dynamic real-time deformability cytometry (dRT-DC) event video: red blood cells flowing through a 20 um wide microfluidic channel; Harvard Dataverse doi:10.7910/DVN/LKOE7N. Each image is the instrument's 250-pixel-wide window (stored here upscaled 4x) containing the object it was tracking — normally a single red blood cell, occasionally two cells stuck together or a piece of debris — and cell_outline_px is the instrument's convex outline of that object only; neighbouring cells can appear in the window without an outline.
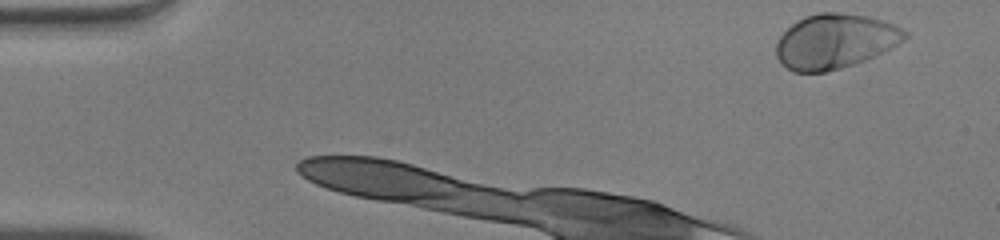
{"species": "human", "species_latin": "Homo sapiens", "temperature_condition": "warm", "stored_images_in_passage": 31, "camera_frame_rate_fps": 3000, "um_per_image_px": 0.085, "donor": {"sex": "male"}, "frame": {"image": 1, "passage_image": 1, "time_ms": 0.0, "image_size_px": [1000, 240], "cell_outline_px": [[908, 36], [904, 40], [864, 60], [840, 68], [824, 72], [792, 72], [776, 56], [776, 40], [796, 20], [804, 16], [816, 12], [840, 12], [868, 16], [892, 24], [908, 32]], "centroid_in_image_um": [70.93, 3.49], "position_along_channel_um": 14.1, "area_um2": 40.58}, "authors_computed_cell_mechanics": {"area_um2": 31.1542, "velocity_mm_per_s": 4.0251, "shape_relaxation_time_tau1_ms": 1.3011, "shape_relaxation_time_tau2_ms": 7.0172, "deformation_change_tau1": 0.1215, "deformation_change_tau2": 0.1898}}